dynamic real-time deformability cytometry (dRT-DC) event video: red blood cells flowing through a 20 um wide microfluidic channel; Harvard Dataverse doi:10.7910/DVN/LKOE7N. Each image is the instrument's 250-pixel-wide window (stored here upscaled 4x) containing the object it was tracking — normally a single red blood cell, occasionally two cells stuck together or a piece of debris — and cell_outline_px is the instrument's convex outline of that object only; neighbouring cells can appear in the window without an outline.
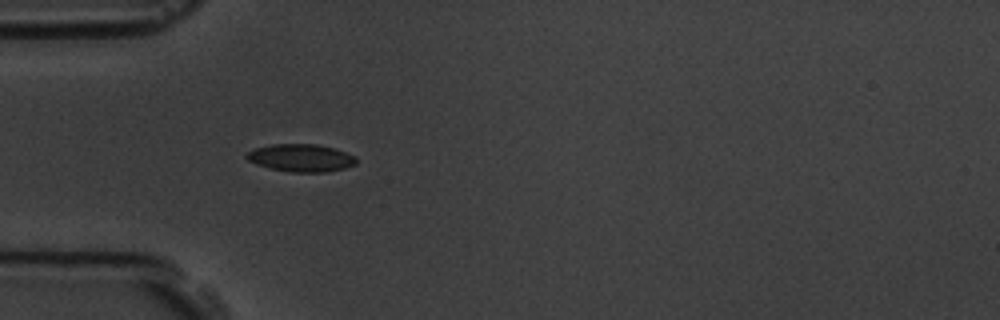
{"species": "common noctule bat (a hibernating species)", "species_latin": "Nyctalus noctula", "temperature_condition": "room temperature", "stored_images_in_passage": 3, "camera_frame_rate_fps": 3000, "um_per_image_px": 0.085, "animal": {"sex": "male", "body_mass_g": 19.5, "forearm_length_mm": 54.6}, "frame": {"image": 1, "passage_image": 3, "time_ms": 2.333, "image_size_px": [1000, 320], "cell_outline_px": [[356, 164], [344, 168], [324, 172], [292, 172], [272, 168], [256, 164], [248, 160], [244, 156], [252, 148], [272, 144], [316, 144], [336, 148], [356, 156]], "centroid_in_image_um": [25.58, 13.4], "position_along_channel_um": 59.4, "area_um2": 17.69}}